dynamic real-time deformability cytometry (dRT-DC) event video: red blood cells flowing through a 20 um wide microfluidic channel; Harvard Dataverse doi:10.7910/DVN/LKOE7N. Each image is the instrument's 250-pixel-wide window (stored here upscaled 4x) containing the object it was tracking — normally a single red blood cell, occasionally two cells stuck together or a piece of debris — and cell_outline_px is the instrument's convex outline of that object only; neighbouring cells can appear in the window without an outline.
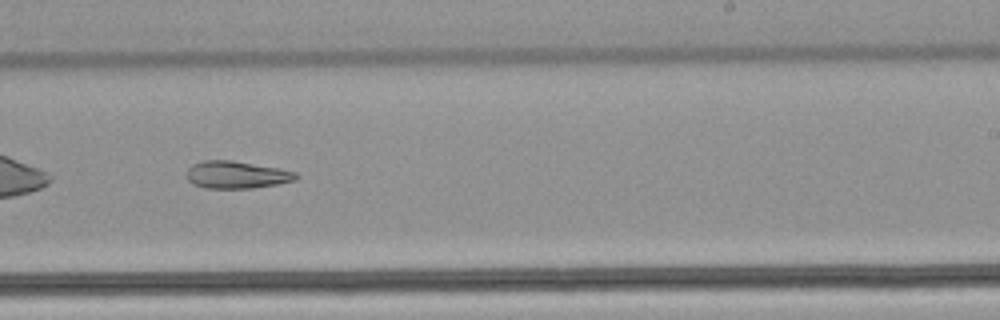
{"species": "common noctule bat (a hibernating species)", "species_latin": "Nyctalus noctula", "temperature_condition": "warm", "stored_images_in_passage": 36, "camera_frame_rate_fps": 3000, "um_per_image_px": 0.085, "animal": {"sex": "male", "body_mass_g": 21.5, "forearm_length_mm": 52.0}, "frame": {"image": 1, "passage_image": 16, "time_ms": 5.0, "image_size_px": [1000, 320], "cell_outline_px": [[296, 180], [276, 184], [252, 188], [204, 188], [192, 184], [188, 180], [188, 168], [192, 164], [204, 160], [232, 160], [276, 168], [296, 172]], "centroid_in_image_um": [20.06, 14.86], "position_along_channel_um": 268.9, "area_um2": 17.22}}